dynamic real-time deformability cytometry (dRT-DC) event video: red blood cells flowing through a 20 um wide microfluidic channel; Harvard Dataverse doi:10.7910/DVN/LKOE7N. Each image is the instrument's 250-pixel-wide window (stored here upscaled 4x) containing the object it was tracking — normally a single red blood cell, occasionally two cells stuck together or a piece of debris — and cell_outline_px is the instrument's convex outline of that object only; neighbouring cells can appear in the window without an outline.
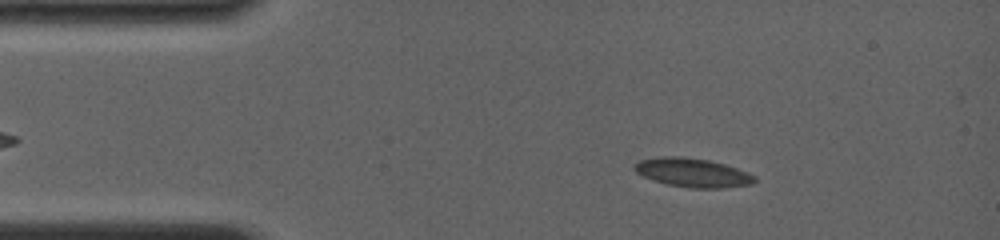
{"species": "common noctule bat (a hibernating species)", "species_latin": "Nyctalus noctula", "temperature_condition": "room temperature", "stored_images_in_passage": 8, "camera_frame_rate_fps": 4000, "um_per_image_px": 0.085, "animal": {"sex": "female", "body_mass_g": 19.0, "forearm_length_mm": 56.7}, "frame": {"image": 1, "passage_image": 1, "time_ms": 0.0, "image_size_px": [1000, 240], "cell_outline_px": [[756, 180], [752, 184], [724, 188], [688, 188], [668, 184], [652, 180], [636, 172], [632, 168], [640, 160], [660, 156], [684, 156], [708, 160], [724, 164], [748, 172], [756, 176]], "centroid_in_image_um": [58.88, 14.67], "position_along_channel_um": 26.1, "area_um2": 20.29}}
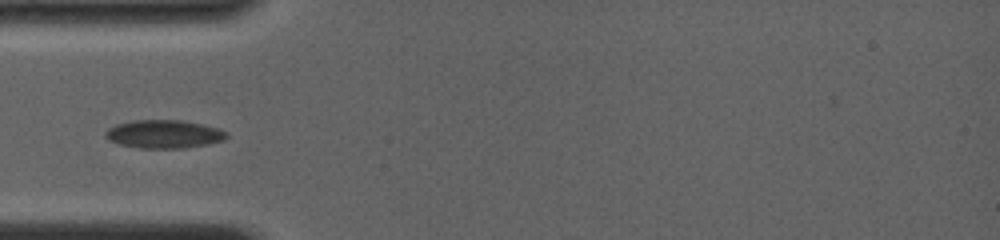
{"frame": {"image": 2, "passage_image": 5, "time_ms": 2.5, "image_size_px": [1000, 240], "cell_outline_px": [[228, 136], [224, 140], [208, 144], [184, 148], [140, 148], [120, 144], [108, 140], [104, 136], [104, 132], [108, 128], [116, 124], [132, 120], [184, 120], [204, 124], [220, 128], [228, 132]], "centroid_in_image_um": [13.95, 11.39], "position_along_channel_um": 71.0, "area_um2": 20.23}}
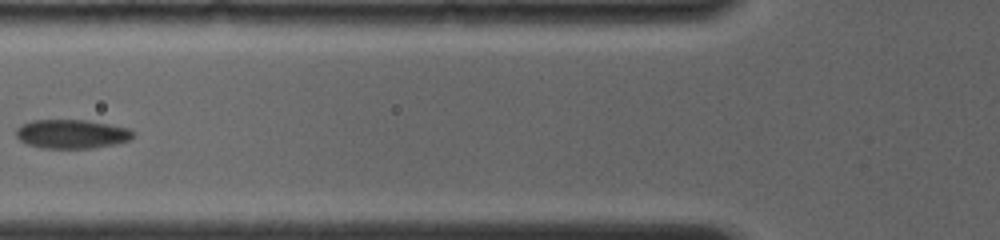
{"frame": {"image": 3, "passage_image": 7, "time_ms": 3.75, "image_size_px": [1000, 240], "cell_outline_px": [[136, 132], [128, 140], [116, 144], [92, 148], [40, 148], [28, 144], [20, 140], [16, 136], [16, 128], [20, 124], [32, 120], [88, 120], [128, 128]], "centroid_in_image_um": [6.07, 11.38], "position_along_channel_um": 119.7, "area_um2": 19.83}}